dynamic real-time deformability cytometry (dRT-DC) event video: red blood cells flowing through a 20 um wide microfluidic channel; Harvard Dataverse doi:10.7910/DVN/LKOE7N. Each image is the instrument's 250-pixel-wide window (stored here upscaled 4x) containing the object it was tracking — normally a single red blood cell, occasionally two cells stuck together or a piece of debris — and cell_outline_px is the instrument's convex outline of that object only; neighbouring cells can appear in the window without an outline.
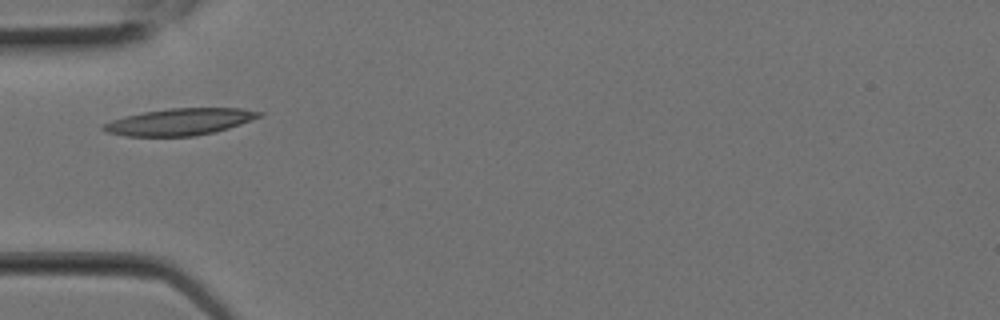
{"species": "Egyptian fruit bat (a non-hibernating species)", "species_latin": "Rousettus aegyptiacus", "temperature_condition": "room temperature", "stored_images_in_passage": 2, "camera_frame_rate_fps": 3000, "um_per_image_px": 0.085, "animal": {"sex": "female"}, "frame": {"image": 1, "passage_image": 2, "time_ms": 0.333, "image_size_px": [1000, 320], "cell_outline_px": [[264, 116], [228, 128], [196, 136], [124, 136], [104, 132], [100, 128], [100, 124], [124, 116], [144, 112], [168, 108], [240, 108], [264, 112]], "centroid_in_image_um": [15.25, 10.35], "position_along_channel_um": 69.8, "area_um2": 24.51}}